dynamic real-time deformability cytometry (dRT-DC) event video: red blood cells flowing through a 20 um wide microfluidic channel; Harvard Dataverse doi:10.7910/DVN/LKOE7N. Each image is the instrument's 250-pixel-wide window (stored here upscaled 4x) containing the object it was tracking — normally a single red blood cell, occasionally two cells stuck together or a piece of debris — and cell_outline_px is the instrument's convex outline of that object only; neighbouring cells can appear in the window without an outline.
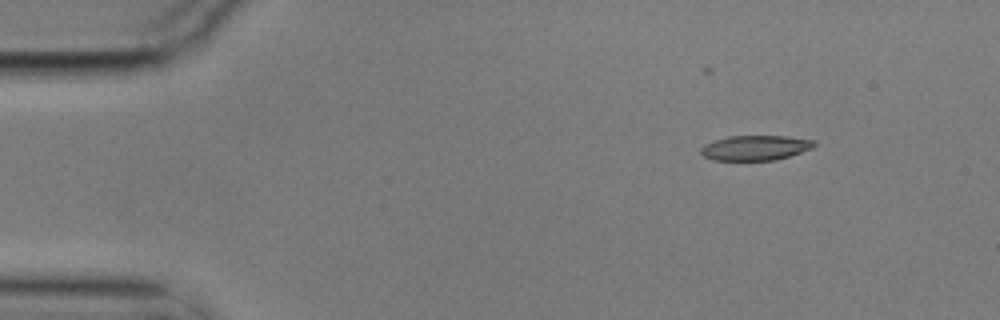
{"species": "common noctule bat (a hibernating species)", "species_latin": "Nyctalus noctula", "temperature_condition": "cold", "stored_images_in_passage": 11, "camera_frame_rate_fps": 3000, "um_per_image_px": 0.085, "animal": {"sex": "male", "body_mass_g": 17.9}, "frame": {"image": 1, "passage_image": 2, "time_ms": 0.333, "image_size_px": [1000, 320], "cell_outline_px": [[816, 144], [812, 148], [776, 160], [712, 160], [704, 156], [700, 152], [700, 148], [704, 144], [728, 136], [788, 136], [816, 140]], "centroid_in_image_um": [64.2, 12.56], "position_along_channel_um": 20.8, "area_um2": 16.47}}
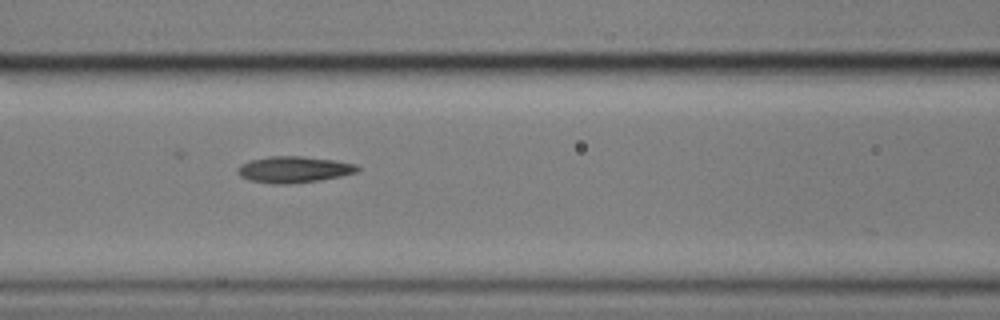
{"frame": {"image": 2, "passage_image": 7, "time_ms": 2.0, "image_size_px": [1000, 320], "cell_outline_px": [[360, 168], [356, 172], [340, 176], [320, 180], [288, 184], [272, 184], [252, 180], [240, 176], [236, 172], [240, 164], [248, 160], [268, 156], [300, 156], [332, 160], [356, 164]], "centroid_in_image_um": [24.93, 14.4], "position_along_channel_um": 141.7, "area_um2": 18.32}}
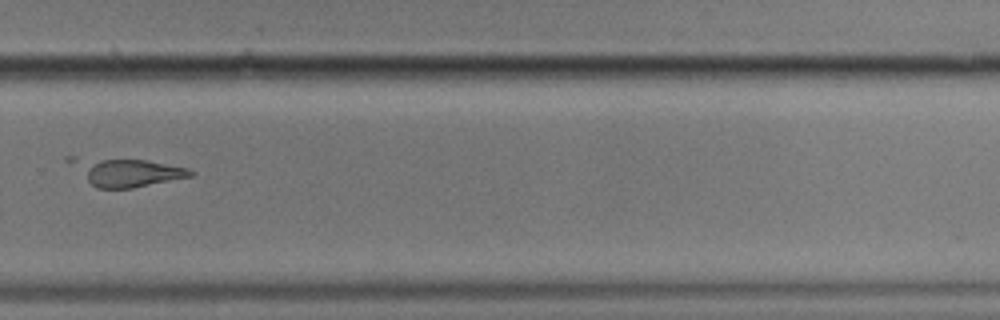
{"frame": {"image": 3, "passage_image": 11, "time_ms": 3.333, "image_size_px": [1000, 320], "cell_outline_px": [[196, 172], [192, 176], [132, 188], [96, 188], [64, 160], [64, 156], [76, 156], [144, 160], [188, 168]], "centroid_in_image_um": [10.63, 14.6], "position_along_channel_um": 319.2, "area_um2": 19.94}}